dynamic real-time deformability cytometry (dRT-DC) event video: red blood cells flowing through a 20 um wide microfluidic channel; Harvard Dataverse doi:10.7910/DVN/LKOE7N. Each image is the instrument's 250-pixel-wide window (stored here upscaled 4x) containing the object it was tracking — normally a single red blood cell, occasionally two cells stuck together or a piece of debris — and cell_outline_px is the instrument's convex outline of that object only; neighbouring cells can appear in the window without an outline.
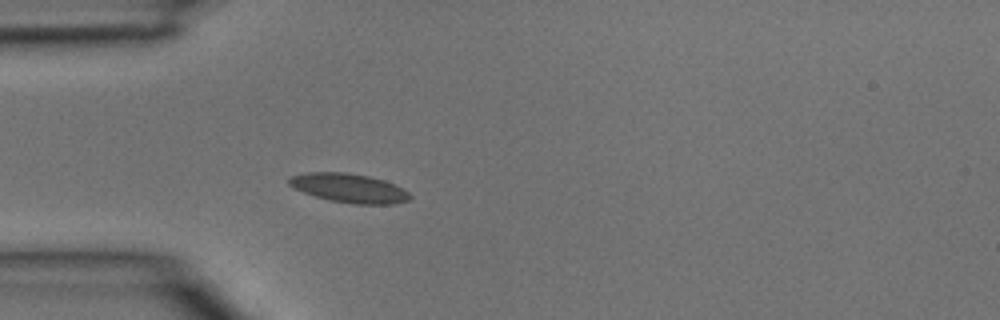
{"species": "common noctule bat (a hibernating species)", "species_latin": "Nyctalus noctula", "temperature_condition": "room temperature", "stored_images_in_passage": 3, "camera_frame_rate_fps": 3000, "um_per_image_px": 0.085, "animal": {"sex": "male", "body_mass_g": 15.6}, "frame": {"image": 1, "passage_image": 3, "time_ms": 0.667, "image_size_px": [1000, 320], "cell_outline_px": [[412, 196], [408, 200], [392, 204], [352, 204], [328, 200], [304, 192], [288, 184], [288, 176], [308, 172], [344, 172], [368, 176], [384, 180], [404, 188]], "centroid_in_image_um": [29.67, 15.98], "position_along_channel_um": 55.3, "area_um2": 20.46}}